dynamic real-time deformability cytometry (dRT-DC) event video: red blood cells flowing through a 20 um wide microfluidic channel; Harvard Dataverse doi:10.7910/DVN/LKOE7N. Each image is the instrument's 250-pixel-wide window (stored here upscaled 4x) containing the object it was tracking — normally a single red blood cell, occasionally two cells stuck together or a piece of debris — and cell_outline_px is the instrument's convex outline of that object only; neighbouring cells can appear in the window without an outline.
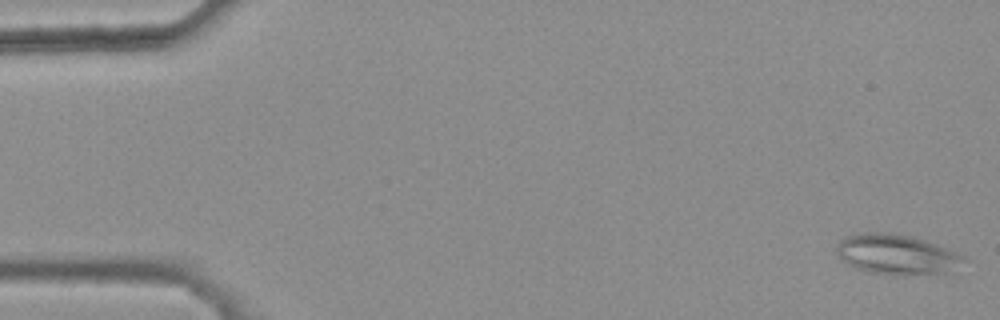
{"species": "common noctule bat (a hibernating species)", "species_latin": "Nyctalus noctula", "temperature_condition": "warm", "stored_images_in_passage": 44, "camera_frame_rate_fps": 3000, "um_per_image_px": 0.085, "animal": {"sex": "female", "body_mass_g": 25.1}, "frame": {"image": 1, "passage_image": 1, "time_ms": 0.0, "image_size_px": [1000, 320], "cell_outline_px": [[972, 260], [944, 272], [896, 276], [868, 272], [856, 268], [840, 260], [836, 252], [836, 248], [840, 240], [844, 236], [860, 232], [888, 232], [912, 236], [936, 244], [964, 256]], "centroid_in_image_um": [76.17, 21.62], "position_along_channel_um": 8.8, "area_um2": 30.0}}
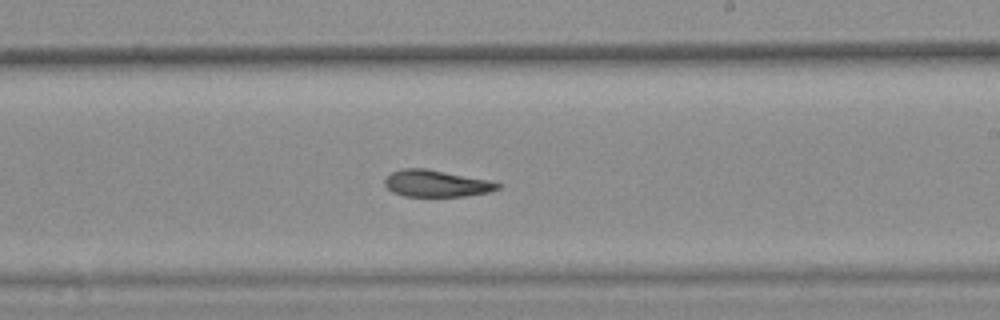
{"frame": {"image": 2, "passage_image": 31, "time_ms": 10.0, "image_size_px": [1000, 320], "cell_outline_px": [[504, 184], [500, 188], [488, 192], [464, 196], [404, 196], [392, 192], [384, 184], [384, 180], [392, 172], [400, 168], [424, 168], [488, 180]], "centroid_in_image_um": [37.08, 15.59], "position_along_channel_um": 251.9, "area_um2": 17.51}}
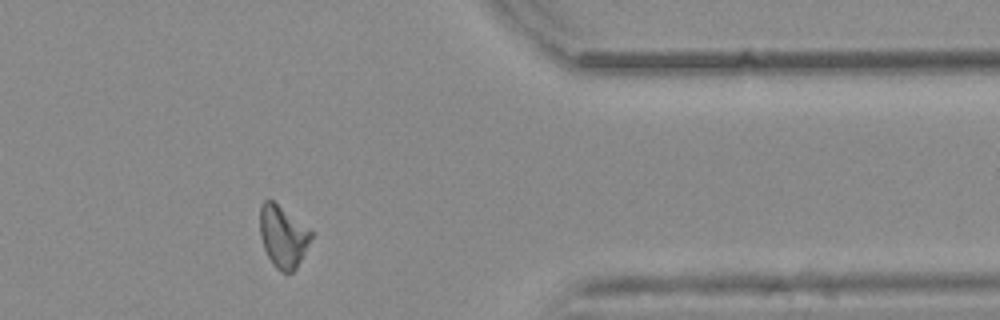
{"frame": {"image": 3, "passage_image": 43, "time_ms": 14.0, "image_size_px": [1000, 320], "cell_outline_px": [[316, 232], [296, 268], [292, 272], [284, 272], [276, 268], [272, 264], [264, 248], [260, 236], [260, 204], [264, 200], [272, 200]], "centroid_in_image_um": [24.08, 20.08], "position_along_channel_um": 387.3, "area_um2": 18.67}, "authors_computed_cell_mechanics": {"area_um2": 18.9584, "velocity_mm_per_s": 3.822, "shape_relaxation_time_tau1_ms": 8.5858, "shape_relaxation_time_tau2_ms": 8.9526, "deformation_change_tau1": 0.165, "deformation_change_tau2": 0.1527}}